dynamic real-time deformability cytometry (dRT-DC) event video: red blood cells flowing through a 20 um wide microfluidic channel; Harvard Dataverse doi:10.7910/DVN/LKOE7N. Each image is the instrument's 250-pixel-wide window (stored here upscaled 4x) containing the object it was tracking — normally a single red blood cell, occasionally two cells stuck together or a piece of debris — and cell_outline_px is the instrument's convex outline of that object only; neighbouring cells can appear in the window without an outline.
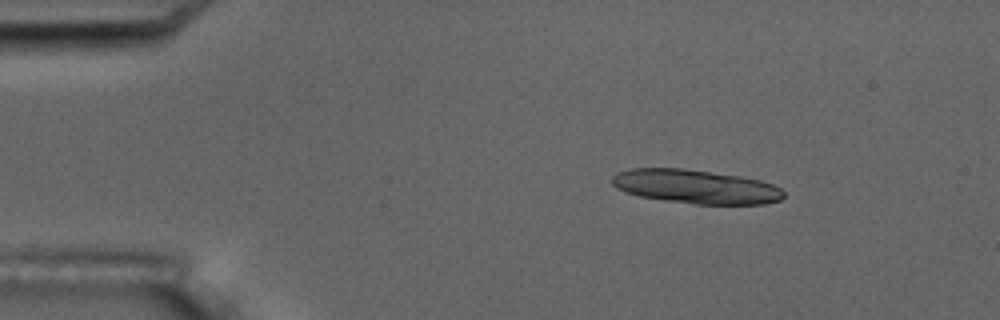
{"species": "common noctule bat (a hibernating species)", "species_latin": "Nyctalus noctula", "temperature_condition": "room temperature", "stored_images_in_passage": 7, "segment_of_instrument_passage": [1, 2], "camera_frame_rate_fps": 3000, "um_per_image_px": 0.085, "animal": {"sex": "male", "body_mass_g": 17.5, "forearm_length_mm": 52.3}, "frame": {"image": 1, "passage_image": 1, "time_ms": 0.0, "image_size_px": [1000, 320], "cell_outline_px": [[784, 196], [780, 200], [764, 204], [696, 204], [664, 200], [640, 196], [624, 192], [616, 188], [612, 184], [612, 176], [620, 172], [632, 168], [684, 168], [740, 176], [760, 180], [772, 184], [780, 188], [784, 192]], "centroid_in_image_um": [59.13, 15.86], "position_along_channel_um": 25.9, "area_um2": 33.87}}